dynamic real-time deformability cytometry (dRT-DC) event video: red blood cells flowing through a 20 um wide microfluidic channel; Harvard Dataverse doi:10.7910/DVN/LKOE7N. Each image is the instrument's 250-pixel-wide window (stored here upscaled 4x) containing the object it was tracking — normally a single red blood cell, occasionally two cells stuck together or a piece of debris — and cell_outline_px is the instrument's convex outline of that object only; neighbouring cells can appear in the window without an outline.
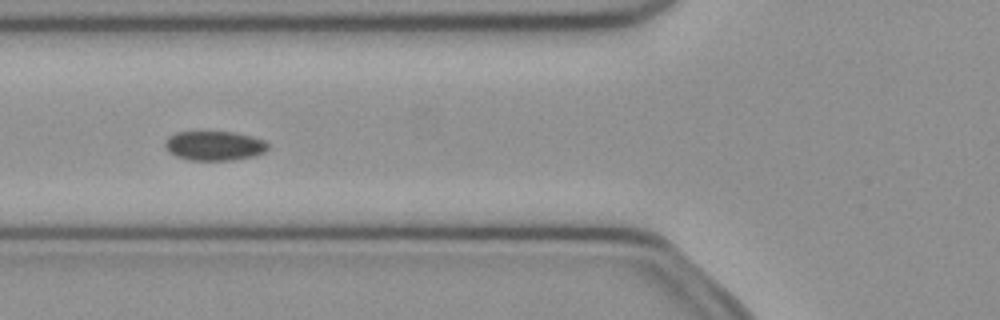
{"species": "common noctule bat (a hibernating species)", "species_latin": "Nyctalus noctula", "temperature_condition": "cold", "stored_images_in_passage": 51, "camera_frame_rate_fps": 3000, "um_per_image_px": 0.085, "animal": {"sex": "female", "body_mass_g": 21.9}, "frame": {"image": 1, "passage_image": 19, "time_ms": 6.0, "image_size_px": [1000, 320], "cell_outline_px": [[268, 148], [264, 152], [252, 156], [232, 160], [188, 160], [176, 156], [168, 152], [164, 148], [164, 144], [168, 136], [176, 132], [236, 132], [252, 136], [264, 140], [268, 144]], "centroid_in_image_um": [18.19, 12.38], "position_along_channel_um": 107.6, "area_um2": 17.74}}
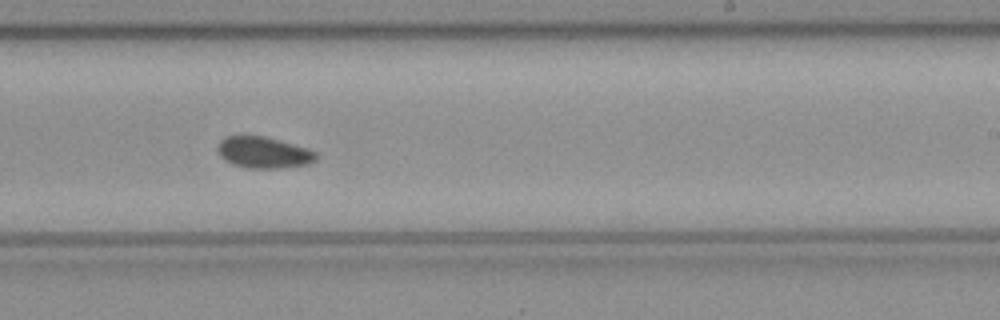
{"frame": {"image": 2, "passage_image": 31, "time_ms": 10.0, "image_size_px": [1000, 320], "cell_outline_px": [[316, 160], [308, 164], [276, 168], [248, 168], [232, 164], [224, 160], [216, 152], [216, 144], [224, 136], [264, 136], [308, 148], [316, 152]], "centroid_in_image_um": [22.34, 12.95], "position_along_channel_um": 266.7, "area_um2": 18.09}}
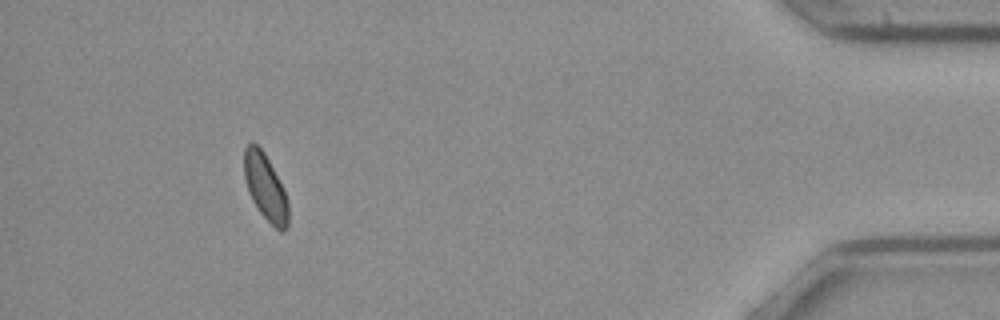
{"frame": {"image": 3, "passage_image": 47, "time_ms": 15.333, "image_size_px": [1000, 320], "cell_outline_px": [[288, 228], [284, 232], [280, 232], [260, 212], [252, 200], [248, 192], [244, 176], [244, 148], [252, 140], [264, 152], [284, 188], [288, 200]], "centroid_in_image_um": [22.56, 15.91], "position_along_channel_um": 412.6, "area_um2": 17.17}}